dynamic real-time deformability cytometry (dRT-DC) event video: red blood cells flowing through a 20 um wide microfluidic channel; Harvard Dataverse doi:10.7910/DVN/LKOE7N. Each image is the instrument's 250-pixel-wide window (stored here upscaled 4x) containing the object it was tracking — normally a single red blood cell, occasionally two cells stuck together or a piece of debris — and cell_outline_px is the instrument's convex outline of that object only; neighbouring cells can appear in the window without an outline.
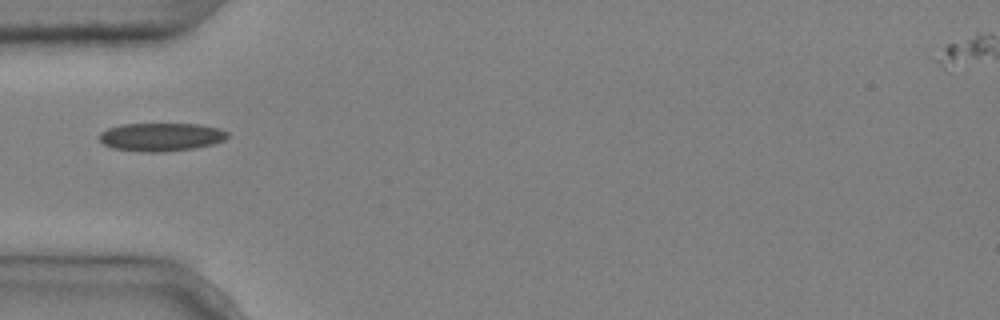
{"species": "common noctule bat (a hibernating species)", "species_latin": "Nyctalus noctula", "temperature_condition": "cold", "stored_images_in_passage": 4, "camera_frame_rate_fps": 3000, "um_per_image_px": 0.085, "animal": {"sex": "male", "body_mass_g": 20.4}, "frame": {"image": 1, "passage_image": 4, "time_ms": 1.0, "image_size_px": [1000, 320], "cell_outline_px": [[228, 136], [224, 140], [212, 144], [192, 148], [164, 152], [140, 152], [112, 148], [104, 144], [100, 140], [100, 132], [108, 128], [120, 124], [200, 124], [220, 128], [228, 132]], "centroid_in_image_um": [13.68, 11.64], "position_along_channel_um": 71.3, "area_um2": 21.15}}